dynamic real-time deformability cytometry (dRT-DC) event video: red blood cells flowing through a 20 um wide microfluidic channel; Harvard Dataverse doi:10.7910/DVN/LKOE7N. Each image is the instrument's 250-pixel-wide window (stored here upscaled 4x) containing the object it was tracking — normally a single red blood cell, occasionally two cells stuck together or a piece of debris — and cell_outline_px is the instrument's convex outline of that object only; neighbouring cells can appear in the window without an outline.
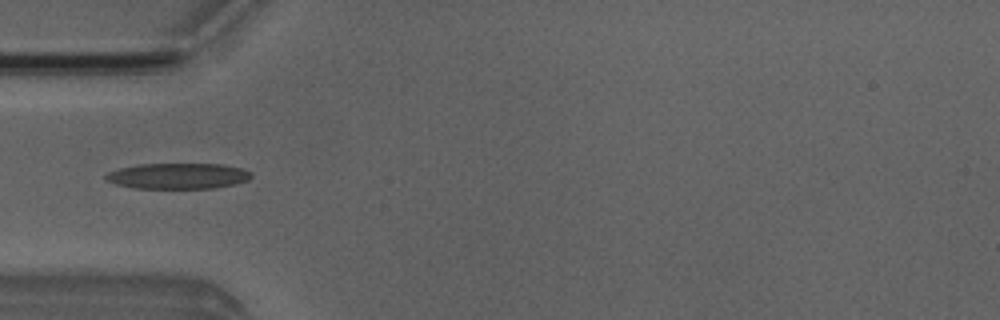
{"species": "Egyptian fruit bat (a non-hibernating species)", "species_latin": "Rousettus aegyptiacus", "temperature_condition": "room temperature", "stored_images_in_passage": 1, "camera_frame_rate_fps": 3000, "um_per_image_px": 0.085, "animal": {"sex": "male"}, "frame": {"image": 1, "passage_image": 1, "time_ms": 0.0, "image_size_px": [1000, 320], "cell_outline_px": [[252, 176], [248, 180], [236, 184], [216, 188], [132, 188], [116, 184], [108, 180], [104, 176], [108, 172], [120, 168], [140, 164], [224, 164], [240, 168], [252, 172]], "centroid_in_image_um": [15.16, 14.96], "position_along_channel_um": 69.8, "area_um2": 21.85}}